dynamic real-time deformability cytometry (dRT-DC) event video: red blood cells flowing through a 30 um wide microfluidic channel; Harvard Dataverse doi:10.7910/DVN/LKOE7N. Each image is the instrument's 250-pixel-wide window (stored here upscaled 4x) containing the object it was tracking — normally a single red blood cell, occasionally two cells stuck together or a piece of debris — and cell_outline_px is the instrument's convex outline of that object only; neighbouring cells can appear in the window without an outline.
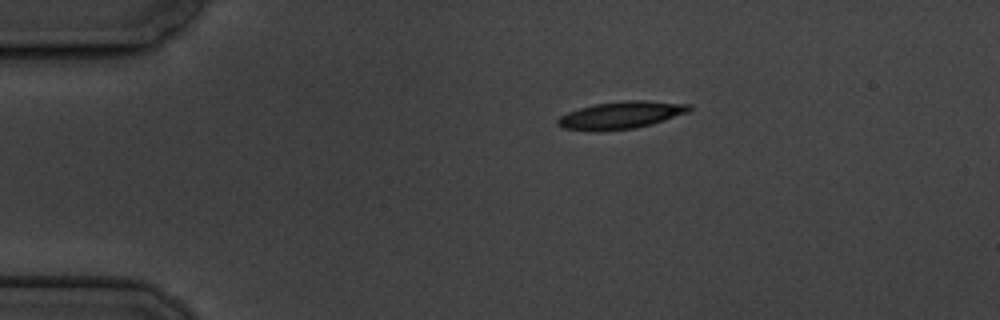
{"species": "common noctule bat (a hibernating species)", "species_latin": "Nyctalus noctula", "temperature_condition": "cold", "stored_images_in_passage": 2, "camera_frame_rate_fps": 3000, "um_per_image_px": 0.085, "animal": {"sex": "male", "body_mass_g": 19.5, "forearm_length_mm": 54.6}, "frame": {"image": 1, "passage_image": 1, "time_ms": 0.0, "image_size_px": [1000, 320], "cell_outline_px": [[692, 108], [688, 112], [652, 124], [636, 128], [564, 128], [556, 124], [556, 120], [560, 116], [568, 112], [580, 108], [596, 104], [624, 100], [644, 100], [692, 104]], "centroid_in_image_um": [52.88, 9.73], "position_along_channel_um": 32.1, "area_um2": 20.06}}